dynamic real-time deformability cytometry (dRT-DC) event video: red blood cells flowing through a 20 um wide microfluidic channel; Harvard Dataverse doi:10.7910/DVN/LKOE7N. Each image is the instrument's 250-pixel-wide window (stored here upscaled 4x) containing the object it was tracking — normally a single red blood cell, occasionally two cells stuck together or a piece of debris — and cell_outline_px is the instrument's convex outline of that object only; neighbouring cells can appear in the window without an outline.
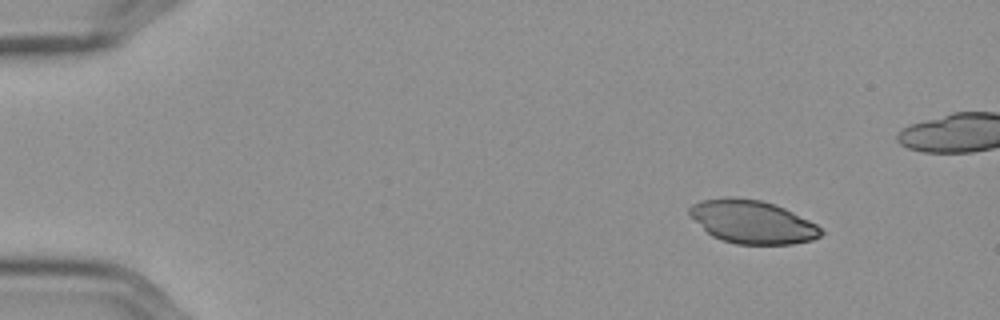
{"species": "Egyptian fruit bat (a non-hibernating species)", "species_latin": "Rousettus aegyptiacus", "temperature_condition": "cold", "stored_images_in_passage": 52, "camera_frame_rate_fps": 3000, "um_per_image_px": 0.085, "frame": {"image": 1, "passage_image": 1, "time_ms": 0.0, "image_size_px": [1000, 320], "cell_outline_px": [[824, 232], [820, 236], [812, 240], [792, 244], [736, 244], [720, 240], [712, 236], [688, 216], [688, 208], [692, 204], [700, 200], [724, 196], [736, 196], [760, 200], [784, 208], [816, 224]], "centroid_in_image_um": [63.88, 18.85], "position_along_channel_um": 21.1, "area_um2": 33.35}}
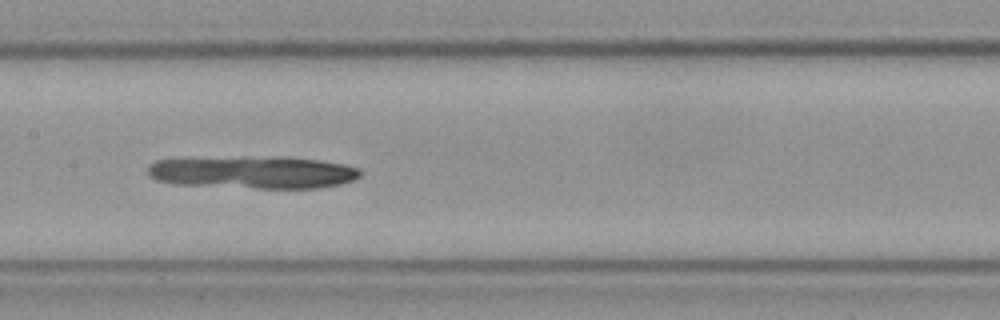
{"frame": {"image": 2, "passage_image": 23, "time_ms": 7.333, "image_size_px": [1000, 320], "cell_outline_px": [[360, 176], [356, 180], [340, 184], [320, 188], [256, 188], [176, 184], [156, 180], [148, 176], [148, 164], [156, 160], [320, 160], [344, 164], [360, 168]], "centroid_in_image_um": [21.57, 14.72], "position_along_channel_um": 185.8, "area_um2": 37.86}}